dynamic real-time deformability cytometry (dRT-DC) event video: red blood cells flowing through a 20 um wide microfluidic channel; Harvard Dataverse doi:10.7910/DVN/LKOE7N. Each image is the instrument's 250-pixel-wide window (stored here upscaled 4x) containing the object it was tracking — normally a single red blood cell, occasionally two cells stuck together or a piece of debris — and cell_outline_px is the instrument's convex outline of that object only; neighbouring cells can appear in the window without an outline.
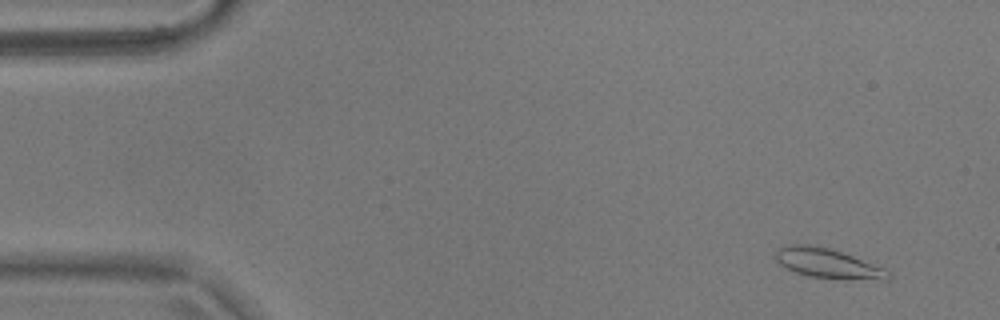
{"species": "common noctule bat (a hibernating species)", "species_latin": "Nyctalus noctula", "temperature_condition": "warm", "stored_images_in_passage": 49, "camera_frame_rate_fps": 3000, "um_per_image_px": 0.085, "animal": {"sex": "male", "body_mass_g": 17.9}, "frame": {"image": 1, "passage_image": 1, "time_ms": 0.0, "image_size_px": [1000, 320], "cell_outline_px": [[892, 276], [888, 280], [884, 280], [808, 276], [784, 268], [776, 260], [776, 248], [792, 244], [816, 244], [852, 256], [884, 268]], "centroid_in_image_um": [70.31, 22.36], "position_along_channel_um": 14.7, "area_um2": 19.13}}
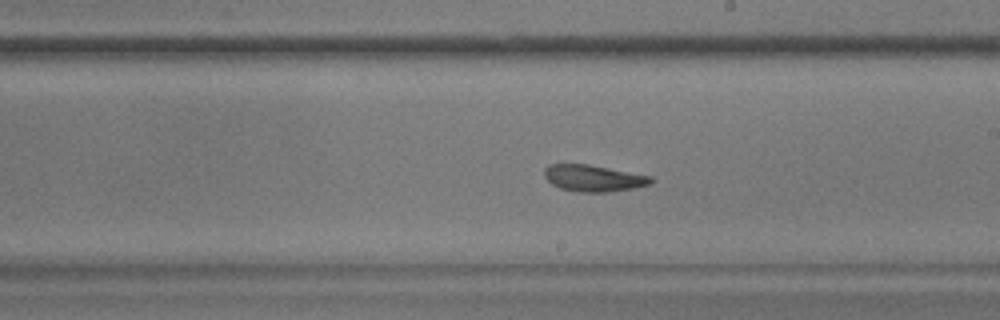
{"frame": {"image": 2, "passage_image": 28, "time_ms": 9.0, "image_size_px": [1000, 320], "cell_outline_px": [[652, 180], [648, 184], [632, 188], [608, 192], [576, 192], [560, 188], [552, 184], [544, 176], [544, 168], [548, 164], [588, 164], [652, 176]], "centroid_in_image_um": [50.39, 15.14], "position_along_channel_um": 238.6, "area_um2": 16.42}}
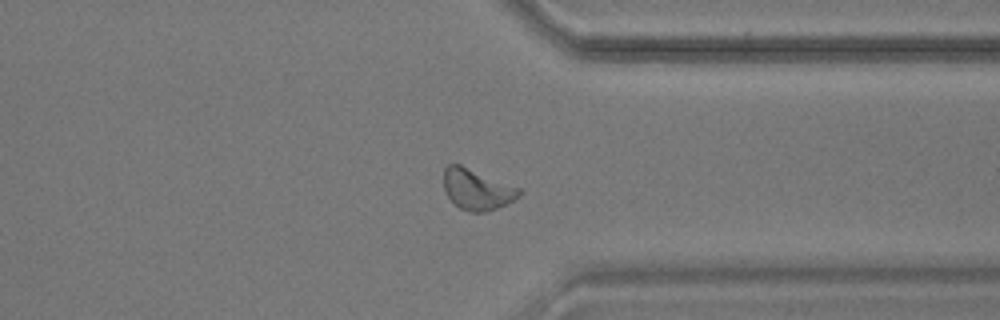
{"frame": {"image": 3, "passage_image": 39, "time_ms": 12.667, "image_size_px": [1000, 320], "cell_outline_px": [[524, 192], [520, 196], [496, 208], [484, 212], [472, 212], [460, 208], [444, 192], [444, 168], [448, 164], [460, 164], [520, 188]], "centroid_in_image_um": [40.54, 16.08], "position_along_channel_um": 370.9, "area_um2": 17.74}}